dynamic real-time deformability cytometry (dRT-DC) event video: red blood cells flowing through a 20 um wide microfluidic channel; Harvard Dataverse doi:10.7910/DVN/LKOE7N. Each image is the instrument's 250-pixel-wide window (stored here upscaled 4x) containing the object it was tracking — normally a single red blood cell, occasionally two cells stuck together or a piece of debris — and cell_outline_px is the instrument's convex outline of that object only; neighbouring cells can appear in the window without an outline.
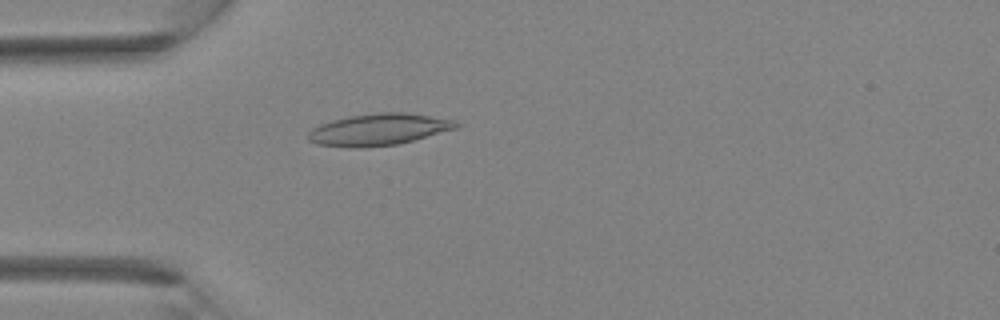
{"species": "Egyptian fruit bat (a non-hibernating species)", "species_latin": "Rousettus aegyptiacus", "temperature_condition": "room temperature", "stored_images_in_passage": 4, "camera_frame_rate_fps": 3000, "um_per_image_px": 0.085, "animal": {"sex": "female"}, "frame": {"image": 1, "passage_image": 4, "time_ms": 3.333, "image_size_px": [1000, 320], "cell_outline_px": [[460, 124], [456, 128], [400, 144], [360, 148], [352, 148], [316, 144], [308, 140], [308, 132], [312, 128], [320, 124], [332, 120], [352, 116], [380, 112], [408, 112], [452, 120]], "centroid_in_image_um": [32.15, 11.02], "position_along_channel_um": 52.8, "area_um2": 27.28}}